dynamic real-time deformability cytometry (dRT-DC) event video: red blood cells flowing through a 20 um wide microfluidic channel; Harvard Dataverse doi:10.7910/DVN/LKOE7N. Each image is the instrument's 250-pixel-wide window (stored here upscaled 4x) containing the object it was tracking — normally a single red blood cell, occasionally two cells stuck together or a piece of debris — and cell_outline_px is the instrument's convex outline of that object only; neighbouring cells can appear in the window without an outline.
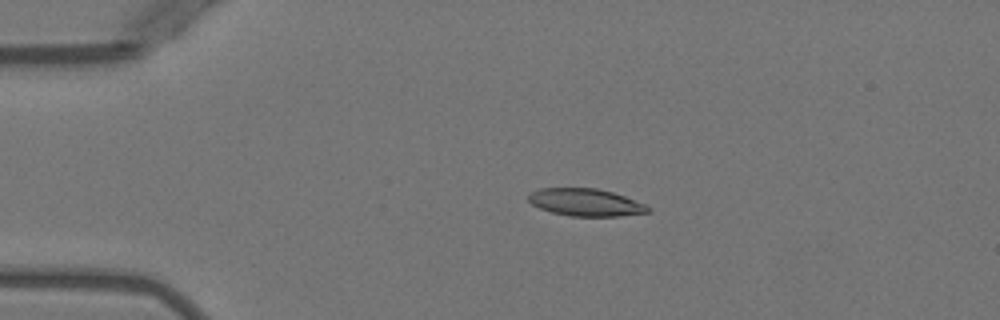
{"species": "Egyptian fruit bat (a non-hibernating species)", "species_latin": "Rousettus aegyptiacus", "temperature_condition": "warm", "stored_images_in_passage": 5, "camera_frame_rate_fps": 3000, "um_per_image_px": 0.085, "animal": {"sex": "female"}, "frame": {"image": 1, "passage_image": 4, "time_ms": 3.333, "image_size_px": [1000, 320], "cell_outline_px": [[652, 212], [620, 216], [568, 216], [552, 212], [540, 208], [532, 204], [528, 200], [528, 196], [532, 192], [540, 188], [596, 188], [612, 192], [624, 196], [644, 204], [652, 208]], "centroid_in_image_um": [49.8, 17.21], "position_along_channel_um": 35.2, "area_um2": 19.07}}